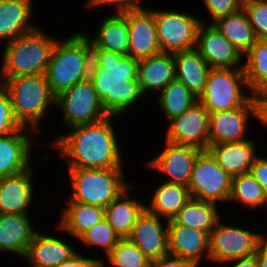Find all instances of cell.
<instances>
[{
    "label": "cell",
    "mask_w": 267,
    "mask_h": 267,
    "mask_svg": "<svg viewBox=\"0 0 267 267\" xmlns=\"http://www.w3.org/2000/svg\"><path fill=\"white\" fill-rule=\"evenodd\" d=\"M117 116L92 123L73 126L49 145L56 148L68 168H124L122 145L114 121Z\"/></svg>",
    "instance_id": "cell-1"
},
{
    "label": "cell",
    "mask_w": 267,
    "mask_h": 267,
    "mask_svg": "<svg viewBox=\"0 0 267 267\" xmlns=\"http://www.w3.org/2000/svg\"><path fill=\"white\" fill-rule=\"evenodd\" d=\"M138 59L101 49L99 69L92 81L109 116H122L144 98L138 83Z\"/></svg>",
    "instance_id": "cell-2"
},
{
    "label": "cell",
    "mask_w": 267,
    "mask_h": 267,
    "mask_svg": "<svg viewBox=\"0 0 267 267\" xmlns=\"http://www.w3.org/2000/svg\"><path fill=\"white\" fill-rule=\"evenodd\" d=\"M57 39L39 26L5 43L0 78L45 74Z\"/></svg>",
    "instance_id": "cell-3"
},
{
    "label": "cell",
    "mask_w": 267,
    "mask_h": 267,
    "mask_svg": "<svg viewBox=\"0 0 267 267\" xmlns=\"http://www.w3.org/2000/svg\"><path fill=\"white\" fill-rule=\"evenodd\" d=\"M0 83L10 96L14 115L21 126L39 133L49 106L56 105V95L45 74L0 78Z\"/></svg>",
    "instance_id": "cell-4"
},
{
    "label": "cell",
    "mask_w": 267,
    "mask_h": 267,
    "mask_svg": "<svg viewBox=\"0 0 267 267\" xmlns=\"http://www.w3.org/2000/svg\"><path fill=\"white\" fill-rule=\"evenodd\" d=\"M123 169L67 168V172L69 171V186L71 188V195L67 201H76L106 208L131 185L126 181Z\"/></svg>",
    "instance_id": "cell-5"
},
{
    "label": "cell",
    "mask_w": 267,
    "mask_h": 267,
    "mask_svg": "<svg viewBox=\"0 0 267 267\" xmlns=\"http://www.w3.org/2000/svg\"><path fill=\"white\" fill-rule=\"evenodd\" d=\"M245 88L249 92L244 68H211L198 101L209 113L255 105L253 95L246 94Z\"/></svg>",
    "instance_id": "cell-6"
},
{
    "label": "cell",
    "mask_w": 267,
    "mask_h": 267,
    "mask_svg": "<svg viewBox=\"0 0 267 267\" xmlns=\"http://www.w3.org/2000/svg\"><path fill=\"white\" fill-rule=\"evenodd\" d=\"M72 33L68 39H57L45 72L49 87L56 96L83 80V32Z\"/></svg>",
    "instance_id": "cell-7"
},
{
    "label": "cell",
    "mask_w": 267,
    "mask_h": 267,
    "mask_svg": "<svg viewBox=\"0 0 267 267\" xmlns=\"http://www.w3.org/2000/svg\"><path fill=\"white\" fill-rule=\"evenodd\" d=\"M220 218L210 232L209 262L224 263L255 255L267 233L254 232L243 227L227 225Z\"/></svg>",
    "instance_id": "cell-8"
},
{
    "label": "cell",
    "mask_w": 267,
    "mask_h": 267,
    "mask_svg": "<svg viewBox=\"0 0 267 267\" xmlns=\"http://www.w3.org/2000/svg\"><path fill=\"white\" fill-rule=\"evenodd\" d=\"M56 106L66 129L99 122L109 115L103 109L94 85L90 81H79L56 96Z\"/></svg>",
    "instance_id": "cell-9"
},
{
    "label": "cell",
    "mask_w": 267,
    "mask_h": 267,
    "mask_svg": "<svg viewBox=\"0 0 267 267\" xmlns=\"http://www.w3.org/2000/svg\"><path fill=\"white\" fill-rule=\"evenodd\" d=\"M232 177L208 150H202L196 158L187 185L189 194L199 200L224 204L230 196Z\"/></svg>",
    "instance_id": "cell-10"
},
{
    "label": "cell",
    "mask_w": 267,
    "mask_h": 267,
    "mask_svg": "<svg viewBox=\"0 0 267 267\" xmlns=\"http://www.w3.org/2000/svg\"><path fill=\"white\" fill-rule=\"evenodd\" d=\"M154 12L156 31L163 53H176L196 47L197 32L203 19L188 12L156 10Z\"/></svg>",
    "instance_id": "cell-11"
},
{
    "label": "cell",
    "mask_w": 267,
    "mask_h": 267,
    "mask_svg": "<svg viewBox=\"0 0 267 267\" xmlns=\"http://www.w3.org/2000/svg\"><path fill=\"white\" fill-rule=\"evenodd\" d=\"M167 125L165 140L207 150L209 146V112L198 101Z\"/></svg>",
    "instance_id": "cell-12"
},
{
    "label": "cell",
    "mask_w": 267,
    "mask_h": 267,
    "mask_svg": "<svg viewBox=\"0 0 267 267\" xmlns=\"http://www.w3.org/2000/svg\"><path fill=\"white\" fill-rule=\"evenodd\" d=\"M161 153L146 162V166L165 175V182L181 184L187 187L194 163L201 149L180 145L164 140Z\"/></svg>",
    "instance_id": "cell-13"
},
{
    "label": "cell",
    "mask_w": 267,
    "mask_h": 267,
    "mask_svg": "<svg viewBox=\"0 0 267 267\" xmlns=\"http://www.w3.org/2000/svg\"><path fill=\"white\" fill-rule=\"evenodd\" d=\"M195 49L211 68H244V56L206 20L200 24Z\"/></svg>",
    "instance_id": "cell-14"
},
{
    "label": "cell",
    "mask_w": 267,
    "mask_h": 267,
    "mask_svg": "<svg viewBox=\"0 0 267 267\" xmlns=\"http://www.w3.org/2000/svg\"><path fill=\"white\" fill-rule=\"evenodd\" d=\"M123 14L128 23V56L141 60L162 53L151 8Z\"/></svg>",
    "instance_id": "cell-15"
},
{
    "label": "cell",
    "mask_w": 267,
    "mask_h": 267,
    "mask_svg": "<svg viewBox=\"0 0 267 267\" xmlns=\"http://www.w3.org/2000/svg\"><path fill=\"white\" fill-rule=\"evenodd\" d=\"M128 239L150 260L167 256L169 255L168 220L144 209Z\"/></svg>",
    "instance_id": "cell-16"
},
{
    "label": "cell",
    "mask_w": 267,
    "mask_h": 267,
    "mask_svg": "<svg viewBox=\"0 0 267 267\" xmlns=\"http://www.w3.org/2000/svg\"><path fill=\"white\" fill-rule=\"evenodd\" d=\"M249 117L256 120L255 105L209 113V145L250 140L247 138Z\"/></svg>",
    "instance_id": "cell-17"
},
{
    "label": "cell",
    "mask_w": 267,
    "mask_h": 267,
    "mask_svg": "<svg viewBox=\"0 0 267 267\" xmlns=\"http://www.w3.org/2000/svg\"><path fill=\"white\" fill-rule=\"evenodd\" d=\"M210 234L168 220L169 255L186 259L200 267L203 258L209 261Z\"/></svg>",
    "instance_id": "cell-18"
},
{
    "label": "cell",
    "mask_w": 267,
    "mask_h": 267,
    "mask_svg": "<svg viewBox=\"0 0 267 267\" xmlns=\"http://www.w3.org/2000/svg\"><path fill=\"white\" fill-rule=\"evenodd\" d=\"M33 132V133H32ZM33 130L23 127L12 134L0 136V179L21 173L32 166Z\"/></svg>",
    "instance_id": "cell-19"
},
{
    "label": "cell",
    "mask_w": 267,
    "mask_h": 267,
    "mask_svg": "<svg viewBox=\"0 0 267 267\" xmlns=\"http://www.w3.org/2000/svg\"><path fill=\"white\" fill-rule=\"evenodd\" d=\"M34 166L0 179V214H28L34 199Z\"/></svg>",
    "instance_id": "cell-20"
},
{
    "label": "cell",
    "mask_w": 267,
    "mask_h": 267,
    "mask_svg": "<svg viewBox=\"0 0 267 267\" xmlns=\"http://www.w3.org/2000/svg\"><path fill=\"white\" fill-rule=\"evenodd\" d=\"M49 232H35L24 256L31 265L29 267H55L78 253L58 235L55 237Z\"/></svg>",
    "instance_id": "cell-21"
},
{
    "label": "cell",
    "mask_w": 267,
    "mask_h": 267,
    "mask_svg": "<svg viewBox=\"0 0 267 267\" xmlns=\"http://www.w3.org/2000/svg\"><path fill=\"white\" fill-rule=\"evenodd\" d=\"M33 4L34 0H0V40L8 43L39 27L31 22Z\"/></svg>",
    "instance_id": "cell-22"
},
{
    "label": "cell",
    "mask_w": 267,
    "mask_h": 267,
    "mask_svg": "<svg viewBox=\"0 0 267 267\" xmlns=\"http://www.w3.org/2000/svg\"><path fill=\"white\" fill-rule=\"evenodd\" d=\"M32 214H0V252L25 256L36 232Z\"/></svg>",
    "instance_id": "cell-23"
},
{
    "label": "cell",
    "mask_w": 267,
    "mask_h": 267,
    "mask_svg": "<svg viewBox=\"0 0 267 267\" xmlns=\"http://www.w3.org/2000/svg\"><path fill=\"white\" fill-rule=\"evenodd\" d=\"M175 61L173 53H160L138 61V83L143 96L160 93L175 80Z\"/></svg>",
    "instance_id": "cell-24"
},
{
    "label": "cell",
    "mask_w": 267,
    "mask_h": 267,
    "mask_svg": "<svg viewBox=\"0 0 267 267\" xmlns=\"http://www.w3.org/2000/svg\"><path fill=\"white\" fill-rule=\"evenodd\" d=\"M254 139L233 143H217L208 146L216 162L231 176L249 173L258 150Z\"/></svg>",
    "instance_id": "cell-25"
},
{
    "label": "cell",
    "mask_w": 267,
    "mask_h": 267,
    "mask_svg": "<svg viewBox=\"0 0 267 267\" xmlns=\"http://www.w3.org/2000/svg\"><path fill=\"white\" fill-rule=\"evenodd\" d=\"M131 184L114 201L105 208V219L113 227L121 239L128 238L136 224L137 218L145 209L144 200L129 195ZM136 198V199H135Z\"/></svg>",
    "instance_id": "cell-26"
},
{
    "label": "cell",
    "mask_w": 267,
    "mask_h": 267,
    "mask_svg": "<svg viewBox=\"0 0 267 267\" xmlns=\"http://www.w3.org/2000/svg\"><path fill=\"white\" fill-rule=\"evenodd\" d=\"M174 61L175 80L183 83L199 99L211 67L195 48L174 53Z\"/></svg>",
    "instance_id": "cell-27"
},
{
    "label": "cell",
    "mask_w": 267,
    "mask_h": 267,
    "mask_svg": "<svg viewBox=\"0 0 267 267\" xmlns=\"http://www.w3.org/2000/svg\"><path fill=\"white\" fill-rule=\"evenodd\" d=\"M56 229L78 239L84 232L105 217V208L76 201H65Z\"/></svg>",
    "instance_id": "cell-28"
},
{
    "label": "cell",
    "mask_w": 267,
    "mask_h": 267,
    "mask_svg": "<svg viewBox=\"0 0 267 267\" xmlns=\"http://www.w3.org/2000/svg\"><path fill=\"white\" fill-rule=\"evenodd\" d=\"M94 35H88L101 49L128 55L129 33L127 18L124 14L107 15L99 23Z\"/></svg>",
    "instance_id": "cell-29"
},
{
    "label": "cell",
    "mask_w": 267,
    "mask_h": 267,
    "mask_svg": "<svg viewBox=\"0 0 267 267\" xmlns=\"http://www.w3.org/2000/svg\"><path fill=\"white\" fill-rule=\"evenodd\" d=\"M160 183L151 195L149 203L147 204L145 201V209L166 220H171L191 196L188 187L184 185L169 182Z\"/></svg>",
    "instance_id": "cell-30"
},
{
    "label": "cell",
    "mask_w": 267,
    "mask_h": 267,
    "mask_svg": "<svg viewBox=\"0 0 267 267\" xmlns=\"http://www.w3.org/2000/svg\"><path fill=\"white\" fill-rule=\"evenodd\" d=\"M244 56L255 44V36L247 13L243 8L223 16L212 23Z\"/></svg>",
    "instance_id": "cell-31"
},
{
    "label": "cell",
    "mask_w": 267,
    "mask_h": 267,
    "mask_svg": "<svg viewBox=\"0 0 267 267\" xmlns=\"http://www.w3.org/2000/svg\"><path fill=\"white\" fill-rule=\"evenodd\" d=\"M219 204L191 197L172 220L190 228L210 232L220 218Z\"/></svg>",
    "instance_id": "cell-32"
},
{
    "label": "cell",
    "mask_w": 267,
    "mask_h": 267,
    "mask_svg": "<svg viewBox=\"0 0 267 267\" xmlns=\"http://www.w3.org/2000/svg\"><path fill=\"white\" fill-rule=\"evenodd\" d=\"M231 201L241 204L243 209H267V195L259 182L249 173L232 177L231 192L228 203Z\"/></svg>",
    "instance_id": "cell-33"
},
{
    "label": "cell",
    "mask_w": 267,
    "mask_h": 267,
    "mask_svg": "<svg viewBox=\"0 0 267 267\" xmlns=\"http://www.w3.org/2000/svg\"><path fill=\"white\" fill-rule=\"evenodd\" d=\"M158 94L157 104L168 122L198 102V98L183 83L177 80L170 82Z\"/></svg>",
    "instance_id": "cell-34"
},
{
    "label": "cell",
    "mask_w": 267,
    "mask_h": 267,
    "mask_svg": "<svg viewBox=\"0 0 267 267\" xmlns=\"http://www.w3.org/2000/svg\"><path fill=\"white\" fill-rule=\"evenodd\" d=\"M244 57V73L253 95L267 83V40L257 39Z\"/></svg>",
    "instance_id": "cell-35"
},
{
    "label": "cell",
    "mask_w": 267,
    "mask_h": 267,
    "mask_svg": "<svg viewBox=\"0 0 267 267\" xmlns=\"http://www.w3.org/2000/svg\"><path fill=\"white\" fill-rule=\"evenodd\" d=\"M105 258L114 267H149L151 261L128 238L121 239Z\"/></svg>",
    "instance_id": "cell-36"
},
{
    "label": "cell",
    "mask_w": 267,
    "mask_h": 267,
    "mask_svg": "<svg viewBox=\"0 0 267 267\" xmlns=\"http://www.w3.org/2000/svg\"><path fill=\"white\" fill-rule=\"evenodd\" d=\"M121 240L120 236L115 232L109 222L103 218L100 222L84 232L79 238L86 247L102 248L106 256L113 247Z\"/></svg>",
    "instance_id": "cell-37"
},
{
    "label": "cell",
    "mask_w": 267,
    "mask_h": 267,
    "mask_svg": "<svg viewBox=\"0 0 267 267\" xmlns=\"http://www.w3.org/2000/svg\"><path fill=\"white\" fill-rule=\"evenodd\" d=\"M243 9L248 15L256 38L267 40V0H244Z\"/></svg>",
    "instance_id": "cell-38"
},
{
    "label": "cell",
    "mask_w": 267,
    "mask_h": 267,
    "mask_svg": "<svg viewBox=\"0 0 267 267\" xmlns=\"http://www.w3.org/2000/svg\"><path fill=\"white\" fill-rule=\"evenodd\" d=\"M22 128L14 115L10 96L0 83V136L12 134Z\"/></svg>",
    "instance_id": "cell-39"
},
{
    "label": "cell",
    "mask_w": 267,
    "mask_h": 267,
    "mask_svg": "<svg viewBox=\"0 0 267 267\" xmlns=\"http://www.w3.org/2000/svg\"><path fill=\"white\" fill-rule=\"evenodd\" d=\"M88 34L90 35L83 31V81L92 82L99 69L101 48L88 37Z\"/></svg>",
    "instance_id": "cell-40"
},
{
    "label": "cell",
    "mask_w": 267,
    "mask_h": 267,
    "mask_svg": "<svg viewBox=\"0 0 267 267\" xmlns=\"http://www.w3.org/2000/svg\"><path fill=\"white\" fill-rule=\"evenodd\" d=\"M211 17V24L217 19L243 8L244 0H200Z\"/></svg>",
    "instance_id": "cell-41"
},
{
    "label": "cell",
    "mask_w": 267,
    "mask_h": 267,
    "mask_svg": "<svg viewBox=\"0 0 267 267\" xmlns=\"http://www.w3.org/2000/svg\"><path fill=\"white\" fill-rule=\"evenodd\" d=\"M143 0H87L85 3L87 8H99L101 6H114V12L113 13H118V14H123L125 12H130V11H136V10H142L146 9L144 7V4H142Z\"/></svg>",
    "instance_id": "cell-42"
},
{
    "label": "cell",
    "mask_w": 267,
    "mask_h": 267,
    "mask_svg": "<svg viewBox=\"0 0 267 267\" xmlns=\"http://www.w3.org/2000/svg\"><path fill=\"white\" fill-rule=\"evenodd\" d=\"M105 263V258H90L78 252L71 259L55 267H106L108 264Z\"/></svg>",
    "instance_id": "cell-43"
},
{
    "label": "cell",
    "mask_w": 267,
    "mask_h": 267,
    "mask_svg": "<svg viewBox=\"0 0 267 267\" xmlns=\"http://www.w3.org/2000/svg\"><path fill=\"white\" fill-rule=\"evenodd\" d=\"M250 174L259 182L267 195V157L258 156L250 168Z\"/></svg>",
    "instance_id": "cell-44"
},
{
    "label": "cell",
    "mask_w": 267,
    "mask_h": 267,
    "mask_svg": "<svg viewBox=\"0 0 267 267\" xmlns=\"http://www.w3.org/2000/svg\"><path fill=\"white\" fill-rule=\"evenodd\" d=\"M149 267H197L193 262L167 255L159 259L151 260Z\"/></svg>",
    "instance_id": "cell-45"
},
{
    "label": "cell",
    "mask_w": 267,
    "mask_h": 267,
    "mask_svg": "<svg viewBox=\"0 0 267 267\" xmlns=\"http://www.w3.org/2000/svg\"><path fill=\"white\" fill-rule=\"evenodd\" d=\"M256 109V120L267 128V95H253Z\"/></svg>",
    "instance_id": "cell-46"
},
{
    "label": "cell",
    "mask_w": 267,
    "mask_h": 267,
    "mask_svg": "<svg viewBox=\"0 0 267 267\" xmlns=\"http://www.w3.org/2000/svg\"><path fill=\"white\" fill-rule=\"evenodd\" d=\"M222 265L226 264L229 265L228 267H259V263L257 260V256L256 255H252L249 257H245V258H240V259H236V260H231V261H227L224 263H221Z\"/></svg>",
    "instance_id": "cell-47"
},
{
    "label": "cell",
    "mask_w": 267,
    "mask_h": 267,
    "mask_svg": "<svg viewBox=\"0 0 267 267\" xmlns=\"http://www.w3.org/2000/svg\"><path fill=\"white\" fill-rule=\"evenodd\" d=\"M259 263V267H267V237L258 246L255 253Z\"/></svg>",
    "instance_id": "cell-48"
},
{
    "label": "cell",
    "mask_w": 267,
    "mask_h": 267,
    "mask_svg": "<svg viewBox=\"0 0 267 267\" xmlns=\"http://www.w3.org/2000/svg\"><path fill=\"white\" fill-rule=\"evenodd\" d=\"M253 95H267V83L257 93Z\"/></svg>",
    "instance_id": "cell-49"
}]
</instances>
